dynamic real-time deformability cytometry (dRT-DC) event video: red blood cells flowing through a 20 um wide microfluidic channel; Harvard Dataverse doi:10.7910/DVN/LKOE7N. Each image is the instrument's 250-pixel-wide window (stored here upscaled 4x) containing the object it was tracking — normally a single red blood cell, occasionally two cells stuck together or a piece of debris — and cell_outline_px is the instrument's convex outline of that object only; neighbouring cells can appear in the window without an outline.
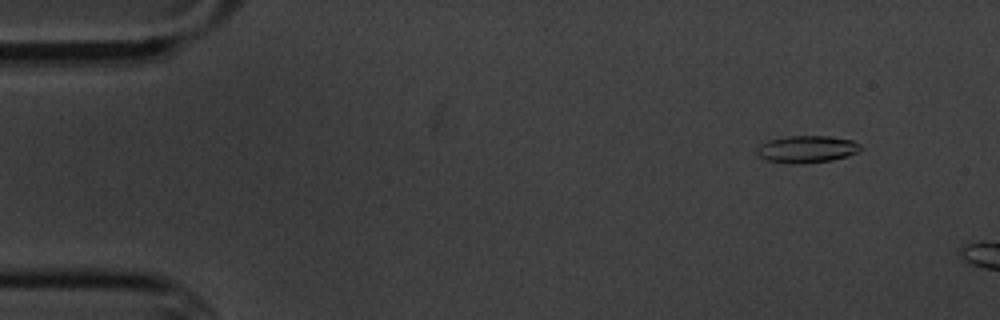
{"species": "common noctule bat (a hibernating species)", "species_latin": "Nyctalus noctula", "temperature_condition": "cold", "stored_images_in_passage": 3, "camera_frame_rate_fps": 3000, "um_per_image_px": 0.085, "animal": {"sex": "male", "body_mass_g": 20.1, "forearm_length_mm": 53.5}, "frame": {"image": 1, "passage_image": 1, "time_ms": 0.0, "image_size_px": [1000, 320], "cell_outline_px": [[864, 148], [848, 156], [832, 160], [804, 164], [800, 164], [768, 160], [756, 156], [756, 148], [760, 144], [768, 140], [788, 136], [828, 136], [852, 140], [860, 144]], "centroid_in_image_um": [68.57, 12.68], "position_along_channel_um": 16.4, "area_um2": 16.47}}